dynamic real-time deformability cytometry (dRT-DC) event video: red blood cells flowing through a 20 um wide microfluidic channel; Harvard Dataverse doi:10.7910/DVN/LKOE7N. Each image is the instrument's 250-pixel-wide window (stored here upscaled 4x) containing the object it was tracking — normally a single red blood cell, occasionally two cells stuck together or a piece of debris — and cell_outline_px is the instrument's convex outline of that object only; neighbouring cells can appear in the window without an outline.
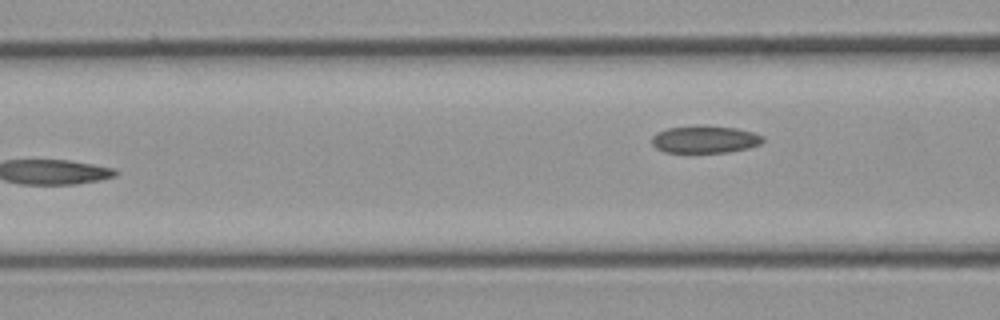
{"species": "common noctule bat (a hibernating species)", "species_latin": "Nyctalus noctula", "temperature_condition": "cold", "stored_images_in_passage": 5, "camera_frame_rate_fps": 3000, "um_per_image_px": 0.085, "animal": {"sex": "male", "body_mass_g": 23.1, "forearm_length_mm": 52.7}, "frame": {"image": 1, "passage_image": 5, "time_ms": 4.667, "image_size_px": [1000, 320], "cell_outline_px": [[764, 140], [760, 144], [748, 148], [728, 152], [664, 152], [656, 148], [652, 144], [652, 136], [656, 132], [668, 128], [696, 124], [704, 124], [736, 128], [752, 132], [764, 136]], "centroid_in_image_um": [59.9, 11.82], "position_along_channel_um": 106.7, "area_um2": 18.03}}